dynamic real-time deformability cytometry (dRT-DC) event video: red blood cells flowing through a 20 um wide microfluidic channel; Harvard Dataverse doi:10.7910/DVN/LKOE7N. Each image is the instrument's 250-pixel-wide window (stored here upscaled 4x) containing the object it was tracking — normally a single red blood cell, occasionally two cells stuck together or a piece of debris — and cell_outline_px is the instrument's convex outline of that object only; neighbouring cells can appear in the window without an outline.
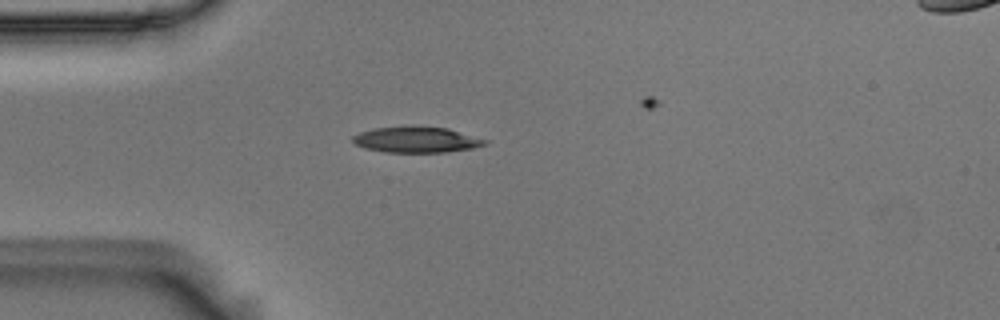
{"species": "Egyptian fruit bat (a non-hibernating species)", "species_latin": "Rousettus aegyptiacus", "temperature_condition": "room temperature", "stored_images_in_passage": 30, "camera_frame_rate_fps": 3000, "um_per_image_px": 0.085, "animal": {"sex": "male"}, "frame": {"image": 1, "passage_image": 1, "time_ms": 0.0, "image_size_px": [1000, 320], "cell_outline_px": [[488, 144], [472, 148], [448, 152], [384, 152], [364, 148], [356, 144], [352, 140], [352, 136], [360, 132], [372, 128], [448, 128], [488, 140]], "centroid_in_image_um": [35.41, 11.9], "position_along_channel_um": 49.6, "area_um2": 19.36}}
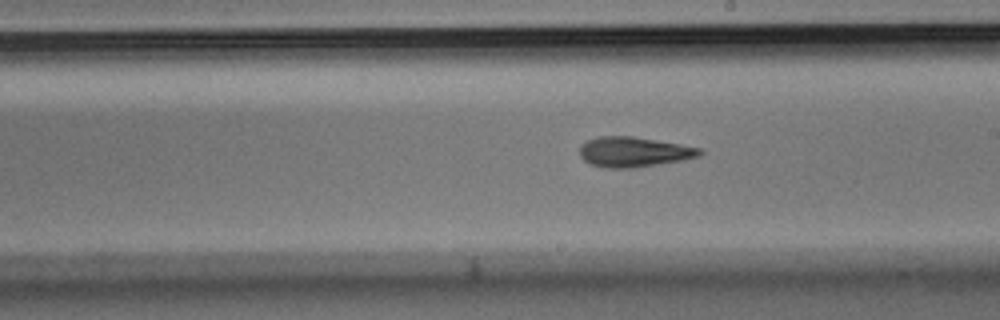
{"frame": {"image": 2, "passage_image": 17, "time_ms": 5.333, "image_size_px": [1000, 320], "cell_outline_px": [[704, 152], [700, 156], [680, 160], [632, 168], [604, 168], [592, 164], [584, 160], [580, 156], [580, 144], [588, 140], [600, 136], [632, 136], [680, 144], [700, 148]], "centroid_in_image_um": [53.85, 12.91], "position_along_channel_um": 235.2, "area_um2": 20.87}}
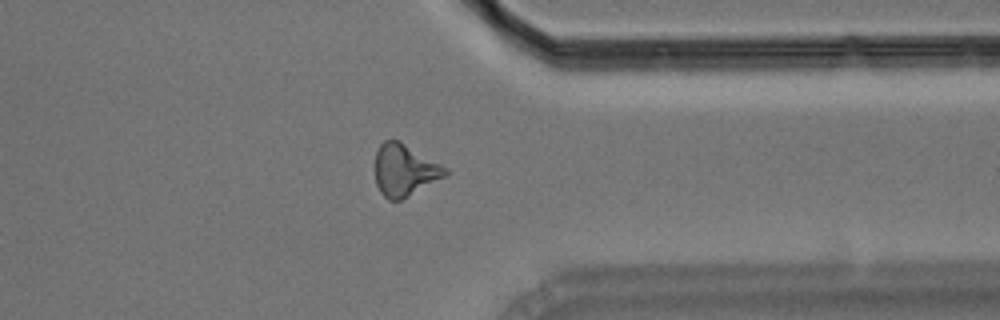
{"frame": {"image": 3, "passage_image": 29, "time_ms": 9.333, "image_size_px": [1000, 320], "cell_outline_px": [[448, 172], [444, 176], [408, 196], [400, 200], [388, 200], [380, 192], [376, 184], [376, 152], [380, 144], [384, 140], [400, 140], [448, 168]], "centroid_in_image_um": [34.37, 14.44], "position_along_channel_um": 377.0, "area_um2": 20.98}}